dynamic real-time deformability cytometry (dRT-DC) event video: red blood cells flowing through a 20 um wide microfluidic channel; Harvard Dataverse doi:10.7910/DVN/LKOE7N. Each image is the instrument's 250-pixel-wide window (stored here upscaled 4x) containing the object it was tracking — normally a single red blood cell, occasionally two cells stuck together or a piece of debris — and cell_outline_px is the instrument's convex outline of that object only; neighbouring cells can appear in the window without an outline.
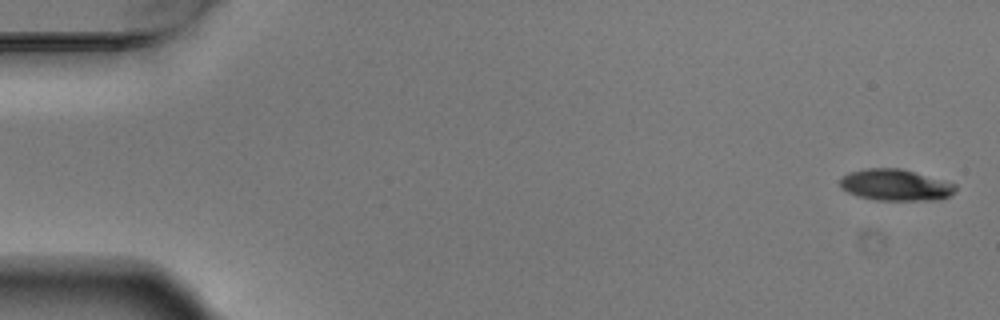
{"species": "Egyptian fruit bat (a non-hibernating species)", "species_latin": "Rousettus aegyptiacus", "temperature_condition": "warm", "stored_images_in_passage": 5, "camera_frame_rate_fps": 3000, "um_per_image_px": 0.085, "animal": {"sex": "male"}, "frame": {"image": 1, "passage_image": 1, "time_ms": 0.0, "image_size_px": [1000, 320], "cell_outline_px": [[956, 192], [940, 200], [876, 200], [856, 196], [840, 188], [840, 180], [848, 172], [868, 168], [900, 168], [956, 184]], "centroid_in_image_um": [76.1, 15.73], "position_along_channel_um": 8.9, "area_um2": 21.15}}
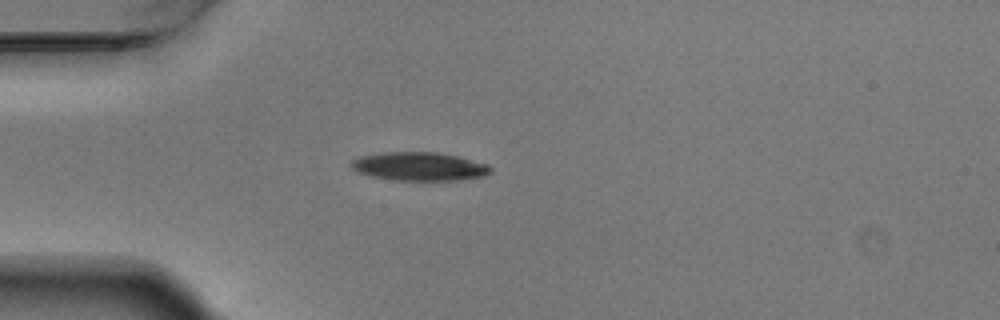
{"frame": {"image": 2, "passage_image": 5, "time_ms": 1.333, "image_size_px": [1000, 320], "cell_outline_px": [[492, 172], [484, 176], [456, 180], [396, 180], [372, 176], [360, 172], [352, 168], [352, 160], [360, 156], [380, 152], [436, 152], [456, 156], [488, 164], [492, 168]], "centroid_in_image_um": [35.66, 14.14], "position_along_channel_um": 49.3, "area_um2": 22.95}}